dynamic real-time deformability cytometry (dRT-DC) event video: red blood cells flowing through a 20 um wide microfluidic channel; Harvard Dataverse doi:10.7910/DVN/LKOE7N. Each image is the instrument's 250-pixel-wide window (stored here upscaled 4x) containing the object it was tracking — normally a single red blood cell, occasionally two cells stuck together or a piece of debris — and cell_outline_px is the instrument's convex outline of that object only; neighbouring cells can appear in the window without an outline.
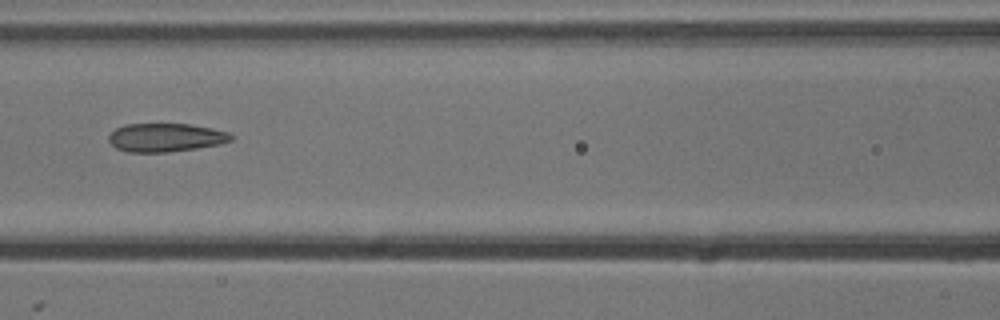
{"species": "common noctule bat (a hibernating species)", "species_latin": "Nyctalus noctula", "temperature_condition": "cold", "stored_images_in_passage": 10, "camera_frame_rate_fps": 3000, "um_per_image_px": 0.085, "animal": {"sex": "male", "body_mass_g": 13.3}, "frame": {"image": 1, "passage_image": 7, "time_ms": 2.0, "image_size_px": [1000, 320], "cell_outline_px": [[232, 140], [220, 144], [196, 148], [168, 152], [128, 152], [116, 148], [108, 140], [108, 136], [116, 128], [124, 124], [188, 124], [212, 128], [228, 132], [232, 136]], "centroid_in_image_um": [14.06, 11.69], "position_along_channel_um": 152.5, "area_um2": 20.23}}
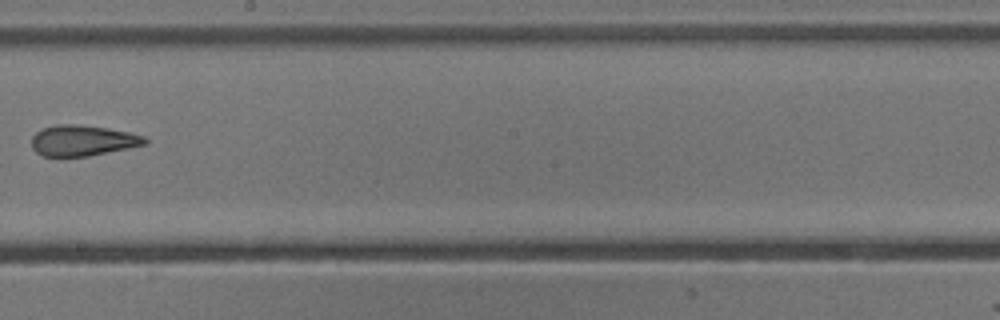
{"frame": {"image": 2, "passage_image": 9, "time_ms": 2.667, "image_size_px": [1000, 320], "cell_outline_px": [[148, 144], [88, 156], [60, 160], [40, 156], [32, 148], [32, 136], [36, 132], [44, 128], [56, 124], [76, 124], [108, 128], [128, 132], [144, 136], [148, 140]], "centroid_in_image_um": [6.96, 11.99], "position_along_channel_um": 241.2, "area_um2": 20.98}}
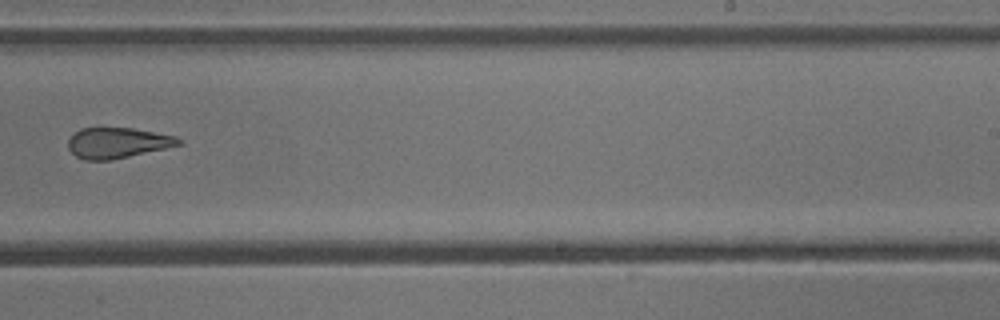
{"frame": {"image": 3, "passage_image": 10, "time_ms": 3.0, "image_size_px": [1000, 320], "cell_outline_px": [[184, 144], [112, 160], [84, 160], [76, 156], [68, 148], [68, 140], [80, 128], [132, 128], [176, 136], [184, 140]], "centroid_in_image_um": [10.02, 12.15], "position_along_channel_um": 279.0, "area_um2": 19.71}}